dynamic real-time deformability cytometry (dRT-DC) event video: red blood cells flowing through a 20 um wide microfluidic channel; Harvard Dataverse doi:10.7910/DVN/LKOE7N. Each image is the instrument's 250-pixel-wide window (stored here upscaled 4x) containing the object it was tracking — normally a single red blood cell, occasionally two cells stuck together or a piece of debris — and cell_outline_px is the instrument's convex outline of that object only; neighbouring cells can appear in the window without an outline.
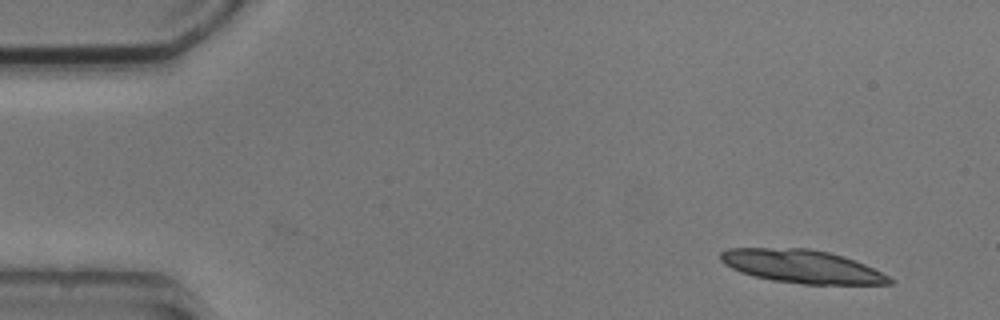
{"species": "common noctule bat (a hibernating species)", "species_latin": "Nyctalus noctula", "temperature_condition": "cold", "stored_images_in_passage": 5, "camera_frame_rate_fps": 3000, "um_per_image_px": 0.085, "animal": {"sex": "male", "body_mass_g": 20.5, "forearm_length_mm": 52.5}, "frame": {"image": 1, "passage_image": 1, "time_ms": 0.0, "image_size_px": [1000, 320], "cell_outline_px": [[896, 280], [892, 284], [804, 284], [772, 280], [740, 272], [724, 264], [720, 260], [720, 252], [728, 248], [808, 248], [828, 252], [844, 256], [864, 264]], "centroid_in_image_um": [68.16, 22.64], "position_along_channel_um": 16.8, "area_um2": 32.54}}
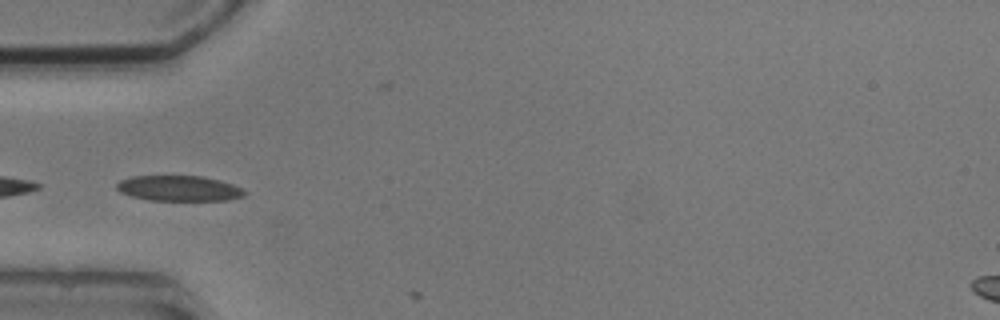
{"frame": {"image": 2, "passage_image": 4, "time_ms": 4.333, "image_size_px": [1000, 320], "cell_outline_px": [[248, 192], [244, 196], [228, 200], [148, 200], [132, 196], [120, 192], [116, 188], [116, 184], [120, 180], [132, 176], [204, 176], [220, 180], [232, 184]], "centroid_in_image_um": [15.21, 16.0], "position_along_channel_um": 69.8, "area_um2": 18.96}}